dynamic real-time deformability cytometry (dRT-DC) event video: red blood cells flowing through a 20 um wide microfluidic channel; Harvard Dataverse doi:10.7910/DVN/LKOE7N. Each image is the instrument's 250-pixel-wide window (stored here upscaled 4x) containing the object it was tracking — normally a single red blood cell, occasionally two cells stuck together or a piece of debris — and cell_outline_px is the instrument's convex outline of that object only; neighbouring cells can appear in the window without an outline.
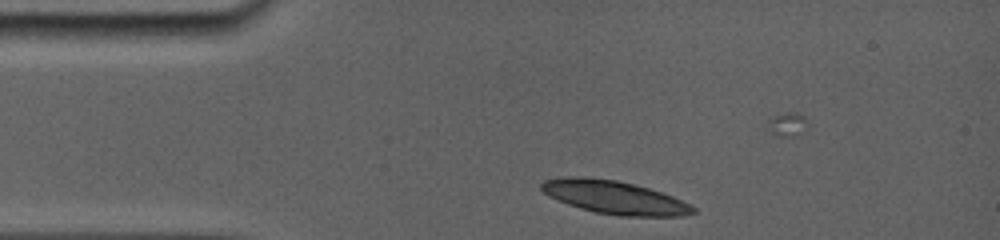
{"species": "common noctule bat (a hibernating species)", "species_latin": "Nyctalus noctula", "temperature_condition": "room temperature", "stored_images_in_passage": 1, "camera_frame_rate_fps": 5000, "um_per_image_px": 0.085, "animal": {"sex": "female", "body_mass_g": 19.0, "forearm_length_mm": 56.7}, "frame": {"image": 1, "passage_image": 1, "time_ms": 0.0, "image_size_px": [1000, 240], "cell_outline_px": [[696, 212], [684, 216], [620, 216], [596, 212], [580, 208], [568, 204], [548, 196], [540, 188], [540, 184], [544, 180], [568, 176], [584, 176], [616, 180], [636, 184], [672, 196], [692, 204], [696, 208]], "centroid_in_image_um": [52.24, 16.77], "position_along_channel_um": 32.8, "area_um2": 29.48}}